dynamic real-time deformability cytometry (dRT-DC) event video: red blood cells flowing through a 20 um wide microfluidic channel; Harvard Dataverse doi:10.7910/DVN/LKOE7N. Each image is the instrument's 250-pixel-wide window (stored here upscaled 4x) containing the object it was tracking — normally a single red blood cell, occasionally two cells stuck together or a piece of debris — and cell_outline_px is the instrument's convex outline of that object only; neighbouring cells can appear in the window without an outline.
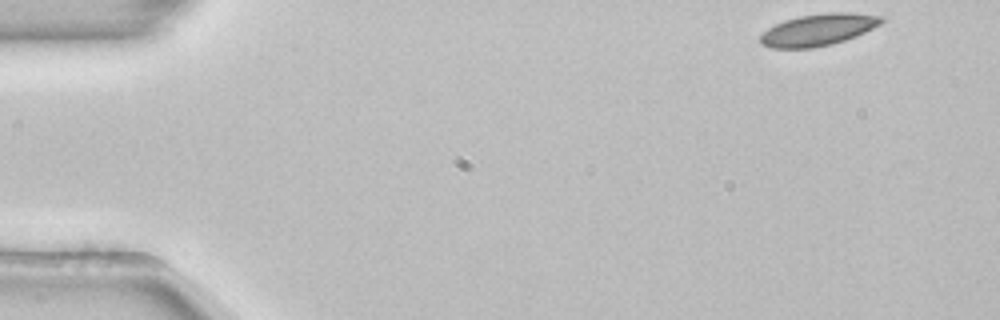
{"species": "common noctule bat (a hibernating species)", "species_latin": "Nyctalus noctula", "temperature_condition": "room temperature", "stored_images_in_passage": 50, "camera_frame_rate_fps": 3000, "um_per_image_px": 0.085, "animal": {"sex": "female", "body_mass_g": 22.7, "forearm_length_mm": 54.2}, "frame": {"image": 1, "passage_image": 1, "time_ms": 0.0, "image_size_px": [1000, 320], "cell_outline_px": [[884, 20], [880, 24], [856, 36], [832, 44], [812, 48], [772, 48], [760, 44], [760, 36], [768, 28], [784, 20], [800, 16], [828, 12], [852, 12], [884, 16]], "centroid_in_image_um": [69.56, 2.52], "position_along_channel_um": 15.4, "area_um2": 22.43}}
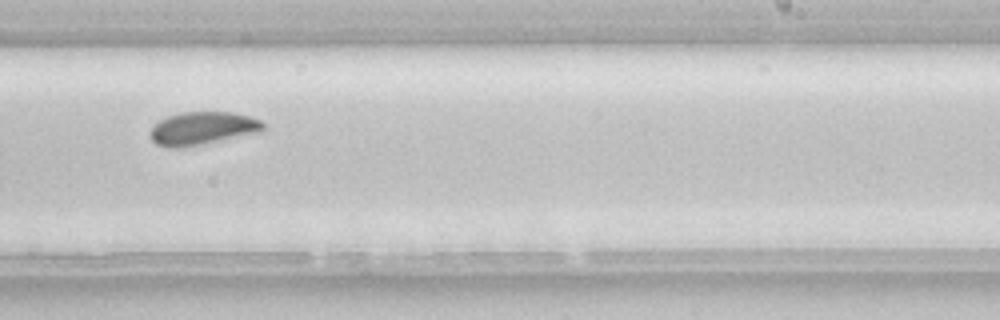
{"frame": {"image": 2, "passage_image": 30, "time_ms": 9.667, "image_size_px": [1000, 320], "cell_outline_px": [[264, 128], [260, 132], [180, 148], [168, 148], [156, 144], [148, 136], [148, 132], [160, 120], [168, 116], [180, 112], [232, 112], [248, 116], [260, 120], [264, 124]], "centroid_in_image_um": [17.17, 10.91], "position_along_channel_um": 271.8, "area_um2": 21.62}}
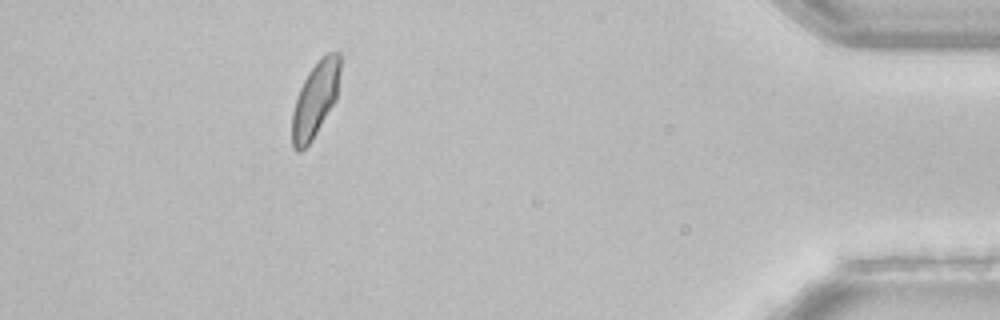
{"frame": {"image": 3, "passage_image": 45, "time_ms": 14.667, "image_size_px": [1000, 320], "cell_outline_px": [[340, 72], [336, 100], [312, 140], [300, 152], [296, 152], [292, 148], [292, 112], [296, 96], [308, 72], [320, 56], [328, 52], [340, 52]], "centroid_in_image_um": [26.79, 8.44], "position_along_channel_um": 408.4, "area_um2": 21.21}, "authors_computed_cell_mechanics": {"area_um2": 22.0796, "velocity_mm_per_s": 3.8461, "shape_relaxation_time_tau1_ms": 2.2808, "shape_relaxation_time_tau2_ms": 3.6184, "deformation_change_tau1": 0.0745, "deformation_change_tau2": 0.0486}}